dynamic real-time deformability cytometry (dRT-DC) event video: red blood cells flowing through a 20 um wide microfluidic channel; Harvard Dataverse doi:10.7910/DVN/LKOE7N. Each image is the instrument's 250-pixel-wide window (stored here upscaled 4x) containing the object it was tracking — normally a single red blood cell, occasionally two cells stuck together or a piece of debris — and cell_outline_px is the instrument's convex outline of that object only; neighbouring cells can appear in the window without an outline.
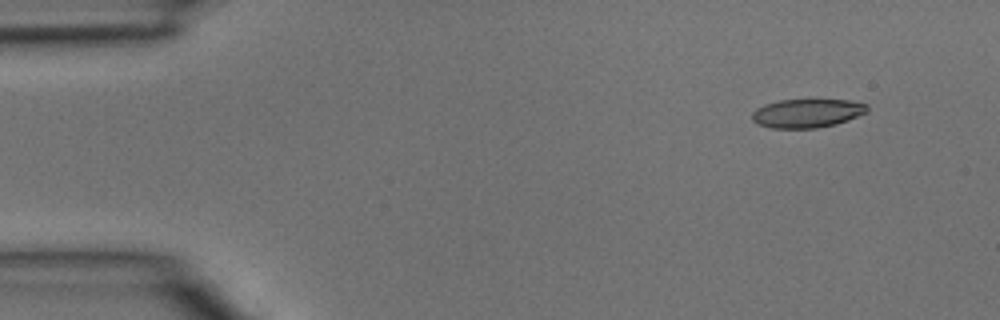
{"species": "common noctule bat (a hibernating species)", "species_latin": "Nyctalus noctula", "temperature_condition": "room temperature", "stored_images_in_passage": 3, "camera_frame_rate_fps": 3000, "um_per_image_px": 0.085, "animal": {"sex": "male", "body_mass_g": 15.6}, "frame": {"image": 1, "passage_image": 1, "time_ms": 0.0, "image_size_px": [1000, 320], "cell_outline_px": [[868, 112], [848, 120], [836, 124], [816, 128], [772, 128], [756, 124], [752, 120], [752, 112], [756, 108], [764, 104], [780, 100], [848, 100], [868, 104]], "centroid_in_image_um": [68.59, 9.63], "position_along_channel_um": 16.4, "area_um2": 19.36}}
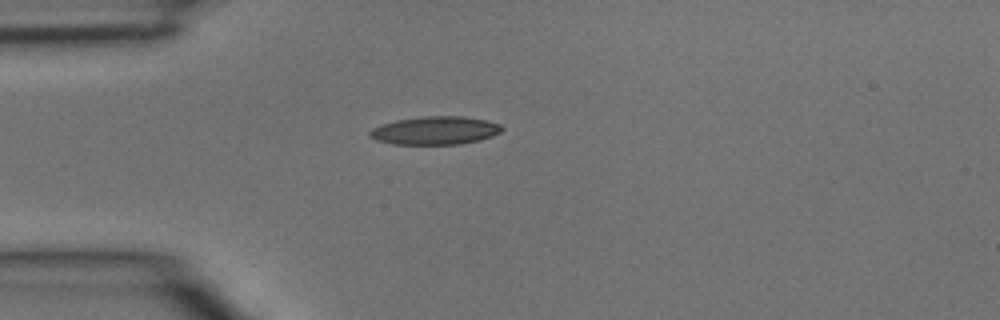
{"frame": {"image": 2, "passage_image": 3, "time_ms": 0.667, "image_size_px": [1000, 320], "cell_outline_px": [[504, 128], [500, 132], [492, 136], [480, 140], [460, 144], [392, 144], [376, 140], [368, 136], [368, 132], [372, 128], [380, 124], [396, 120], [424, 116], [464, 116], [484, 120], [500, 124]], "centroid_in_image_um": [36.96, 11.09], "position_along_channel_um": 48.0, "area_um2": 21.79}}